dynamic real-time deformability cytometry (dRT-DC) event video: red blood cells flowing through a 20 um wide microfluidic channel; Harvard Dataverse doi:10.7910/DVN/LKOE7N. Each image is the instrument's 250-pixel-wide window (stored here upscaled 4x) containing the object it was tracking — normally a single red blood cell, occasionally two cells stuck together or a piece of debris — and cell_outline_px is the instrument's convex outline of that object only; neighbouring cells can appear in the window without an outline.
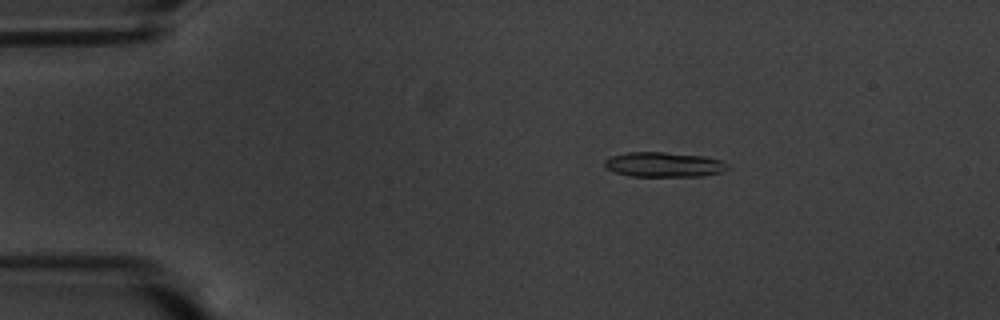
{"species": "common noctule bat (a hibernating species)", "species_latin": "Nyctalus noctula", "temperature_condition": "warm", "stored_images_in_passage": 55, "camera_frame_rate_fps": 3000, "um_per_image_px": 0.085, "animal": {"sex": "male", "body_mass_g": 20.1, "forearm_length_mm": 53.5}, "frame": {"image": 1, "passage_image": 8, "time_ms": 2.333, "image_size_px": [1000, 320], "cell_outline_px": [[728, 168], [720, 172], [700, 176], [632, 176], [616, 172], [608, 168], [604, 164], [604, 160], [612, 156], [628, 152], [664, 152], [704, 156], [720, 160]], "centroid_in_image_um": [56.4, 13.98], "position_along_channel_um": 28.6, "area_um2": 17.46}}
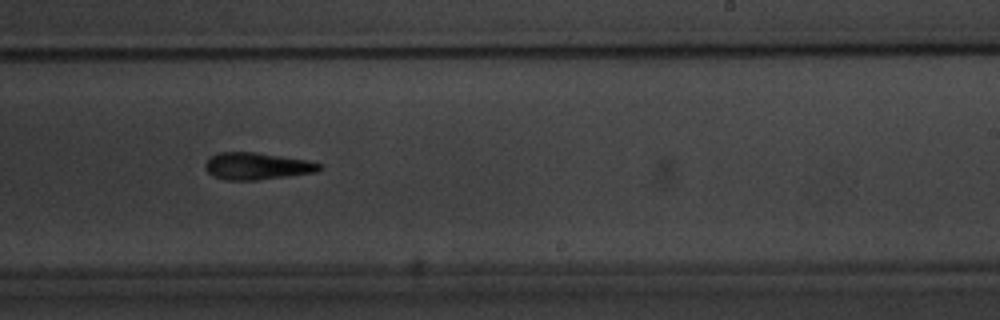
{"frame": {"image": 2, "passage_image": 33, "time_ms": 10.667, "image_size_px": [1000, 320], "cell_outline_px": [[324, 168], [316, 172], [288, 176], [256, 180], [224, 180], [212, 176], [204, 168], [204, 164], [212, 156], [220, 152], [256, 152], [308, 160], [320, 164]], "centroid_in_image_um": [21.84, 14.12], "position_along_channel_um": 267.2, "area_um2": 18.03}}
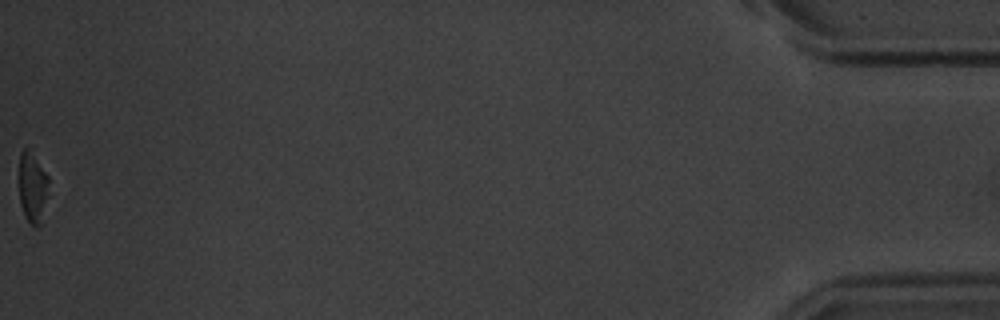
{"frame": {"image": 3, "passage_image": 55, "time_ms": 18.0, "image_size_px": [1000, 320], "cell_outline_px": [[48, 196], [40, 224], [36, 228], [24, 216], [20, 204], [20, 152], [28, 144], [48, 176]], "centroid_in_image_um": [2.78, 15.88], "position_along_channel_um": 432.4, "area_um2": 12.31}, "authors_computed_cell_mechanics": {"area_um2": 17.8024, "velocity_mm_per_s": 3.557, "shape_relaxation_time_tau1_ms": 2.5971, "shape_relaxation_time_tau2_ms": null, "deformation_change_tau1": 0.1501, "deformation_change_tau2": null}}